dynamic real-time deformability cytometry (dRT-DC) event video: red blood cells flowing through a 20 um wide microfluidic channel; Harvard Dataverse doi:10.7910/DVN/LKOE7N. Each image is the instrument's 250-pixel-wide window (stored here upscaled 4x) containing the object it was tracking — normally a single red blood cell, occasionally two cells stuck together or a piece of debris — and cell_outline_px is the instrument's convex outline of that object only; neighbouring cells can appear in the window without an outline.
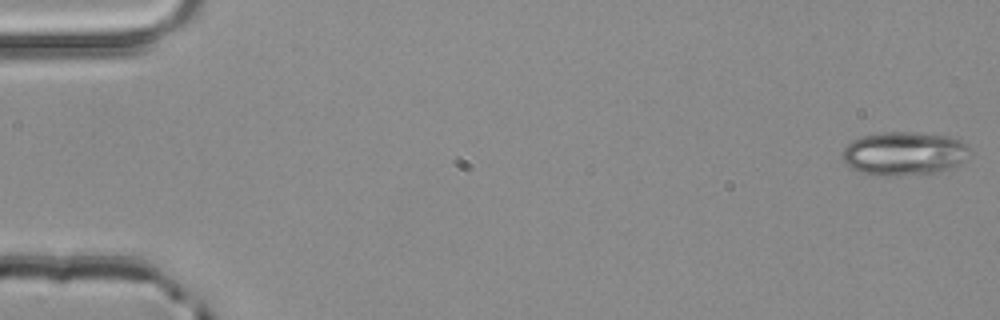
{"species": "common noctule bat (a hibernating species)", "species_latin": "Nyctalus noctula", "temperature_condition": "room temperature", "stored_images_in_passage": 4, "camera_frame_rate_fps": 3000, "um_per_image_px": 0.085, "animal": {"sex": "male", "body_mass_g": 20.4}, "frame": {"image": 1, "passage_image": 1, "time_ms": 0.0, "image_size_px": [1000, 320], "cell_outline_px": [[972, 156], [968, 160], [960, 164], [940, 172], [888, 176], [876, 176], [860, 172], [844, 164], [840, 152], [852, 140], [864, 136], [884, 132], [908, 132], [948, 136], [960, 140], [968, 144]], "centroid_in_image_um": [76.88, 13.06], "position_along_channel_um": 8.1, "area_um2": 32.83}}